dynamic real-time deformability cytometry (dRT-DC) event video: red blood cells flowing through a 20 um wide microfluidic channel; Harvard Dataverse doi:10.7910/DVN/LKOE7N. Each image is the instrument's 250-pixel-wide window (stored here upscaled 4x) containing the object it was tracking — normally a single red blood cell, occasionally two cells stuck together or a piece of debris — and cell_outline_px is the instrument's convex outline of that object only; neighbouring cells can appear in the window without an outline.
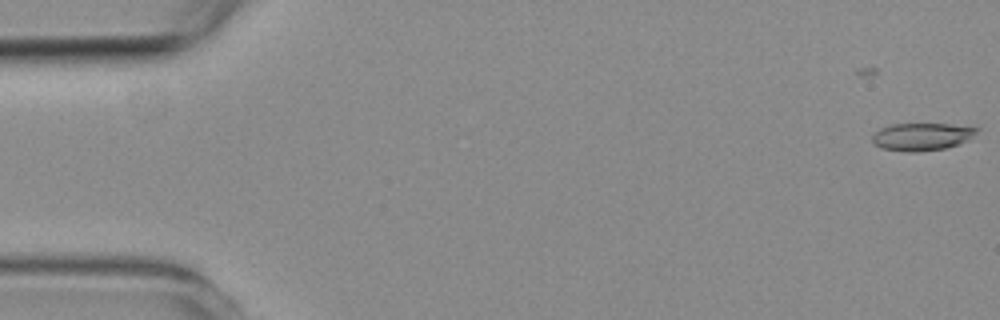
{"species": "common noctule bat (a hibernating species)", "species_latin": "Nyctalus noctula", "temperature_condition": "room temperature", "stored_images_in_passage": 5, "camera_frame_rate_fps": 3000, "um_per_image_px": 0.085, "animal": {"sex": "female", "body_mass_g": 19.3, "forearm_length_mm": 54.1}, "frame": {"image": 1, "passage_image": 2, "time_ms": 1.333, "image_size_px": [1000, 320], "cell_outline_px": [[980, 128], [968, 140], [944, 148], [916, 152], [908, 152], [880, 148], [872, 144], [872, 136], [880, 128], [892, 124], [948, 124]], "centroid_in_image_um": [78.3, 11.62], "position_along_channel_um": 6.7, "area_um2": 16.65}}